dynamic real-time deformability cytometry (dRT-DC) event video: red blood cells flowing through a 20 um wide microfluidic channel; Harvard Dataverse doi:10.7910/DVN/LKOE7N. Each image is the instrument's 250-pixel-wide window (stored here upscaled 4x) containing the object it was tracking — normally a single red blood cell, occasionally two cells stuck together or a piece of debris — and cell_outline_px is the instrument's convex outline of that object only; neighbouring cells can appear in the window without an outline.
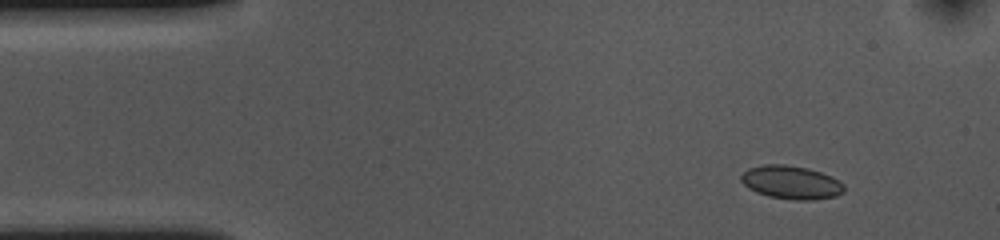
{"species": "common noctule bat (a hibernating species)", "species_latin": "Nyctalus noctula", "temperature_condition": "cold", "stored_images_in_passage": 54, "camera_frame_rate_fps": 3000, "um_per_image_px": 0.085, "animal": {"sex": "female", "body_mass_g": 10.0, "forearm_length_mm": 53.1}, "frame": {"image": 1, "passage_image": 5, "time_ms": 1.333, "image_size_px": [1000, 240], "cell_outline_px": [[844, 192], [836, 196], [812, 200], [796, 200], [768, 196], [756, 192], [748, 188], [740, 180], [740, 176], [748, 168], [764, 164], [784, 164], [808, 168], [832, 176], [840, 180], [844, 184]], "centroid_in_image_um": [67.26, 15.5], "position_along_channel_um": 17.7, "area_um2": 20.17}}
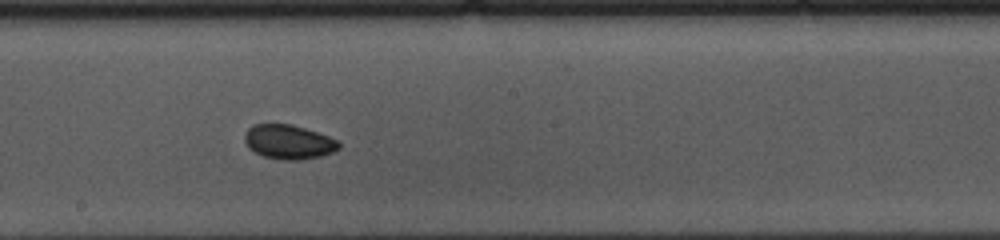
{"frame": {"image": 2, "passage_image": 28, "time_ms": 9.0, "image_size_px": [1000, 240], "cell_outline_px": [[340, 148], [332, 152], [320, 156], [300, 160], [284, 160], [264, 156], [248, 148], [244, 140], [244, 136], [248, 128], [252, 124], [292, 124], [340, 140]], "centroid_in_image_um": [24.53, 12.06], "position_along_channel_um": 223.7, "area_um2": 18.84}}
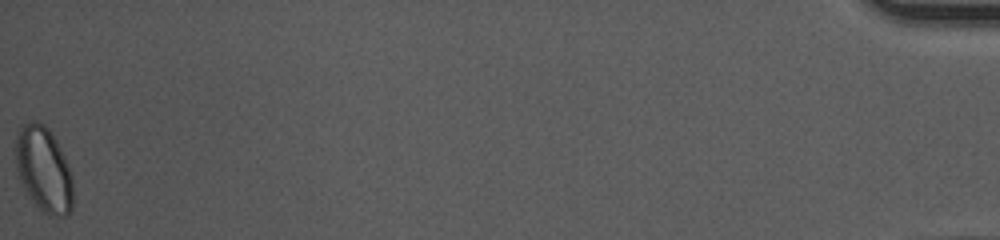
{"frame": {"image": 3, "passage_image": 54, "time_ms": 17.667, "image_size_px": [1000, 240], "cell_outline_px": [[72, 208], [68, 216], [48, 216], [32, 200], [24, 188], [16, 172], [16, 136], [20, 124], [28, 120], [36, 120], [44, 124], [48, 128], [56, 140], [68, 164], [72, 176]], "centroid_in_image_um": [3.7, 14.37], "position_along_channel_um": 431.5, "area_um2": 28.73}, "authors_computed_cell_mechanics": {"area_um2": 19.1318, "velocity_mm_per_s": 3.6149, "shape_relaxation_time_tau1_ms": 3.2807, "shape_relaxation_time_tau2_ms": 5.3356, "deformation_change_tau1": 0.0479, "deformation_change_tau2": 0.0544}}